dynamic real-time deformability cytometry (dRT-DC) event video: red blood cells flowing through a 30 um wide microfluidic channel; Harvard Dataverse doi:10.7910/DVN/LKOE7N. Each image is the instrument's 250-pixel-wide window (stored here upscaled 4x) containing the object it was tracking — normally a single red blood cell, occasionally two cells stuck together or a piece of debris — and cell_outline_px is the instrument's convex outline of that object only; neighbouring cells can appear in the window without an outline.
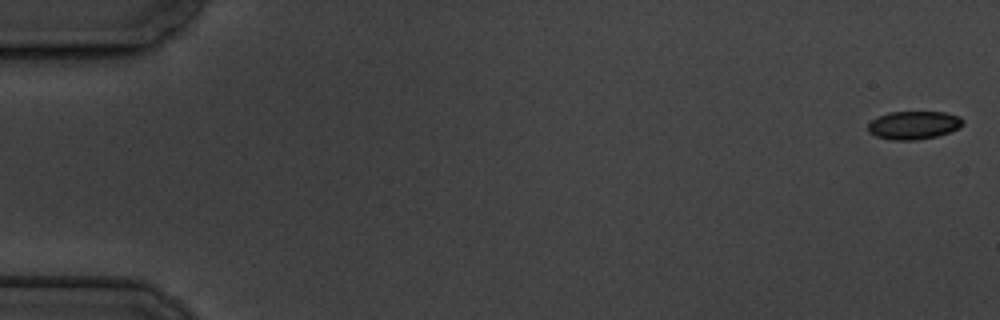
{"species": "common noctule bat (a hibernating species)", "species_latin": "Nyctalus noctula", "temperature_condition": "cold", "stored_images_in_passage": 7, "camera_frame_rate_fps": 3000, "um_per_image_px": 0.085, "animal": {"sex": "male", "body_mass_g": 19.5, "forearm_length_mm": 54.6}, "frame": {"image": 1, "passage_image": 1, "time_ms": 0.0, "image_size_px": [1000, 320], "cell_outline_px": [[964, 124], [960, 128], [936, 136], [916, 140], [892, 140], [876, 136], [868, 132], [868, 124], [876, 116], [888, 112], [944, 112], [960, 116], [964, 120]], "centroid_in_image_um": [77.66, 10.63], "position_along_channel_um": 7.3, "area_um2": 15.72}}
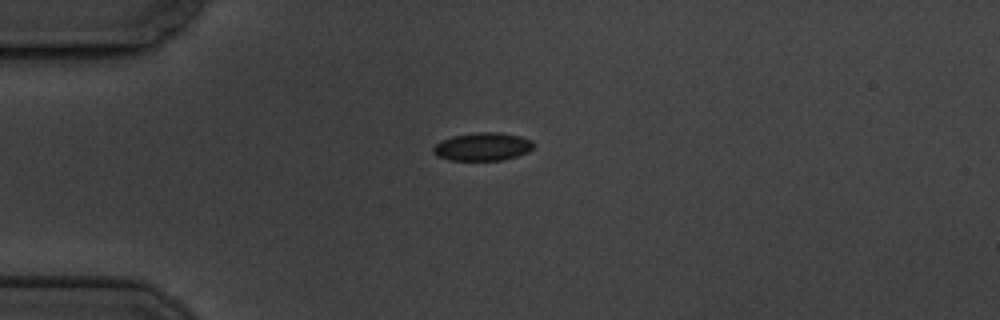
{"frame": {"image": 2, "passage_image": 5, "time_ms": 4.667, "image_size_px": [1000, 320], "cell_outline_px": [[536, 144], [528, 152], [504, 160], [448, 160], [436, 156], [432, 152], [432, 148], [440, 140], [452, 136], [476, 132], [500, 132], [520, 136], [532, 140]], "centroid_in_image_um": [41.01, 12.46], "position_along_channel_um": 44.0, "area_um2": 16.65}}